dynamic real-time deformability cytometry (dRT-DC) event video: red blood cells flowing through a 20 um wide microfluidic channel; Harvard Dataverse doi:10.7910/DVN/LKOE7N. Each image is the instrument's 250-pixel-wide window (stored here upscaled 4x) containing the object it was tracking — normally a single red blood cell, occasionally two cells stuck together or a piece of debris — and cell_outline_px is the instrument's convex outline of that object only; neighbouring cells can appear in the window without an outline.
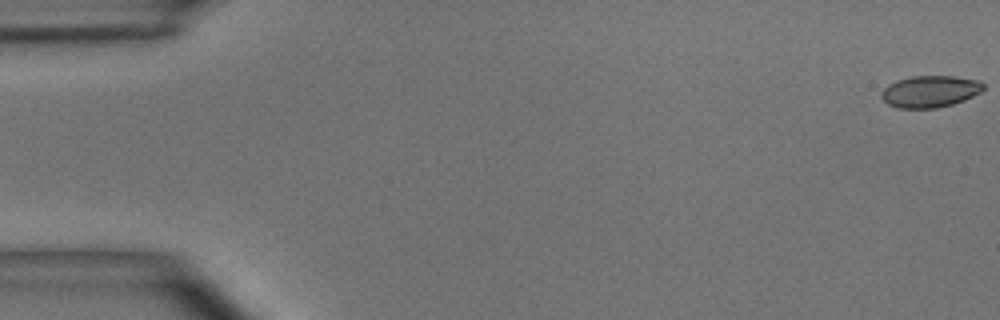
{"species": "common noctule bat (a hibernating species)", "species_latin": "Nyctalus noctula", "temperature_condition": "room temperature", "stored_images_in_passage": 49, "camera_frame_rate_fps": 3000, "um_per_image_px": 0.085, "animal": {"sex": "male", "body_mass_g": 15.6}, "frame": {"image": 1, "passage_image": 1, "time_ms": 0.0, "image_size_px": [1000, 320], "cell_outline_px": [[984, 88], [980, 92], [964, 100], [952, 104], [936, 108], [896, 108], [888, 104], [880, 96], [880, 92], [888, 84], [896, 80], [912, 76], [956, 76], [980, 80], [984, 84]], "centroid_in_image_um": [79.04, 7.76], "position_along_channel_um": 6.0, "area_um2": 19.02}}
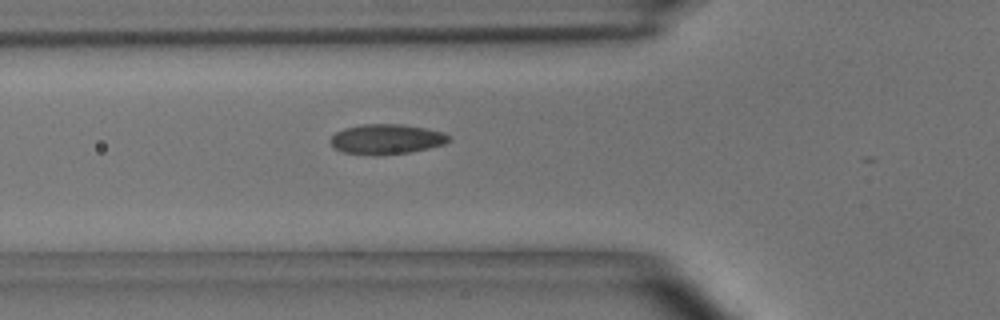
{"frame": {"image": 2, "passage_image": 20, "time_ms": 6.333, "image_size_px": [1000, 320], "cell_outline_px": [[452, 140], [444, 144], [428, 148], [408, 152], [376, 156], [372, 156], [344, 152], [336, 148], [328, 140], [336, 132], [344, 128], [364, 124], [404, 124], [444, 132], [452, 136]], "centroid_in_image_um": [32.87, 11.83], "position_along_channel_um": 92.9, "area_um2": 20.87}}
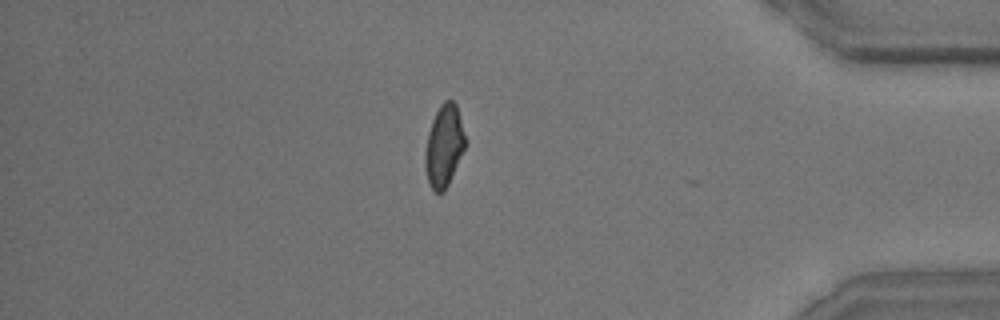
{"frame": {"image": 3, "passage_image": 48, "time_ms": 15.667, "image_size_px": [1000, 320], "cell_outline_px": [[468, 144], [444, 192], [436, 192], [428, 184], [424, 164], [424, 152], [428, 132], [432, 120], [440, 104], [444, 100], [452, 100], [456, 104]], "centroid_in_image_um": [37.75, 12.4], "position_along_channel_um": 397.5, "area_um2": 19.48}, "authors_computed_cell_mechanics": {"area_um2": 19.4786, "velocity_mm_per_s": 3.6187, "shape_relaxation_time_tau1_ms": 4.8081, "shape_relaxation_time_tau2_ms": 0.9208, "deformation_change_tau1": 0.1375, "deformation_change_tau2": 0.056}}